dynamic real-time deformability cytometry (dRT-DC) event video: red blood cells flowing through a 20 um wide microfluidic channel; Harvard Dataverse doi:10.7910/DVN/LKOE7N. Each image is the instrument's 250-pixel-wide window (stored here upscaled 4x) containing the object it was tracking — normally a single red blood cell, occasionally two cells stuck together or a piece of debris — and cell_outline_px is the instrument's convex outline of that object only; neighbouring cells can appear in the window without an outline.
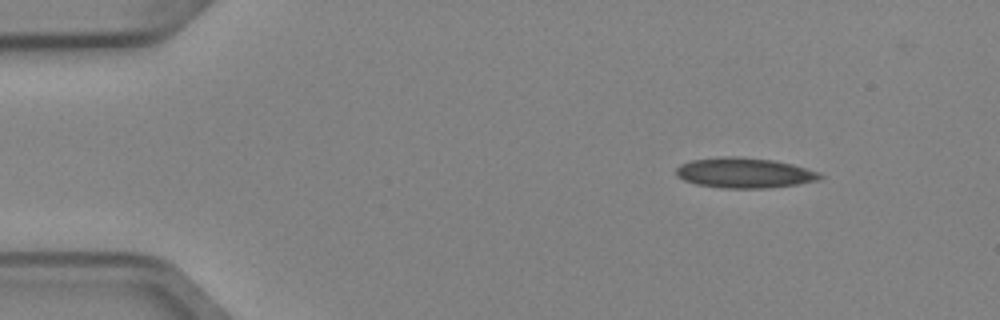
{"species": "Egyptian fruit bat (a non-hibernating species)", "species_latin": "Rousettus aegyptiacus", "temperature_condition": "cold", "stored_images_in_passage": 3, "camera_frame_rate_fps": 3000, "um_per_image_px": 0.085, "animal": {"sex": "female"}, "frame": {"image": 1, "passage_image": 1, "time_ms": 0.0, "image_size_px": [1000, 320], "cell_outline_px": [[824, 176], [820, 180], [796, 184], [768, 188], [720, 188], [696, 184], [684, 180], [676, 176], [676, 168], [680, 164], [692, 160], [724, 156], [736, 156], [772, 160], [792, 164], [820, 172]], "centroid_in_image_um": [63.27, 14.69], "position_along_channel_um": 21.7, "area_um2": 25.43}}